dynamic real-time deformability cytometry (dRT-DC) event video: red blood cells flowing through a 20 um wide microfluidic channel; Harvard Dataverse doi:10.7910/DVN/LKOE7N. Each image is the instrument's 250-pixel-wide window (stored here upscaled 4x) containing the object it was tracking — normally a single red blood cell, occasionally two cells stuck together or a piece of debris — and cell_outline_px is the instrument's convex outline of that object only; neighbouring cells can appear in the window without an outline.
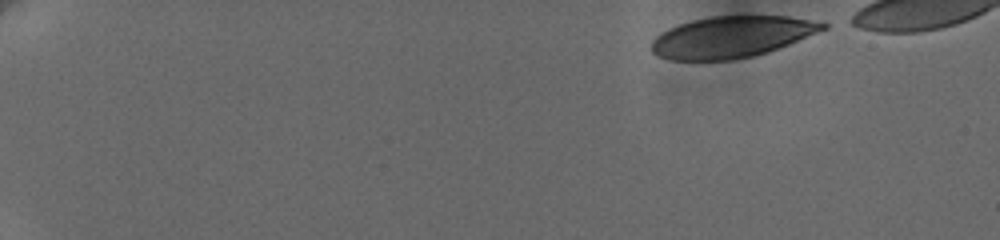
{"species": "human", "species_latin": "Homo sapiens", "temperature_condition": "cold", "stored_images_in_passage": 10, "camera_frame_rate_fps": 3000, "um_per_image_px": 0.085, "donor": {"sex": "female"}, "frame": {"image": 1, "passage_image": 1, "time_ms": 0.0, "image_size_px": [1000, 240], "cell_outline_px": [[828, 28], [768, 52], [752, 56], [732, 60], [668, 60], [652, 52], [652, 40], [660, 32], [668, 28], [692, 20], [712, 16], [788, 16], [828, 24]], "centroid_in_image_um": [62.15, 3.14], "position_along_channel_um": 22.8, "area_um2": 41.04}}
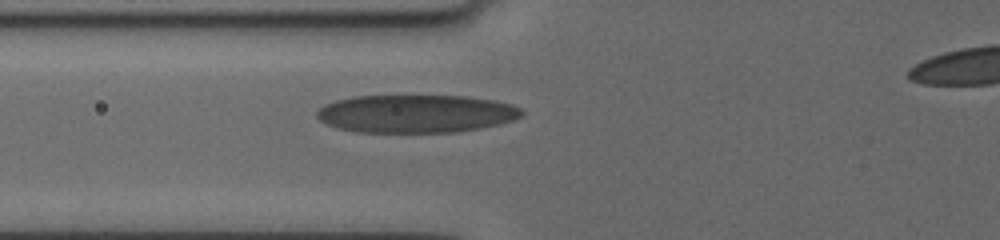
{"frame": {"image": 2, "passage_image": 7, "time_ms": 6.0, "image_size_px": [1000, 240], "cell_outline_px": [[524, 112], [520, 116], [512, 120], [480, 128], [460, 132], [356, 132], [340, 128], [328, 124], [320, 120], [316, 116], [316, 112], [324, 104], [336, 100], [352, 96], [468, 96], [496, 100], [512, 104], [520, 108]], "centroid_in_image_um": [35.36, 9.66], "position_along_channel_um": 90.4, "area_um2": 45.37}}
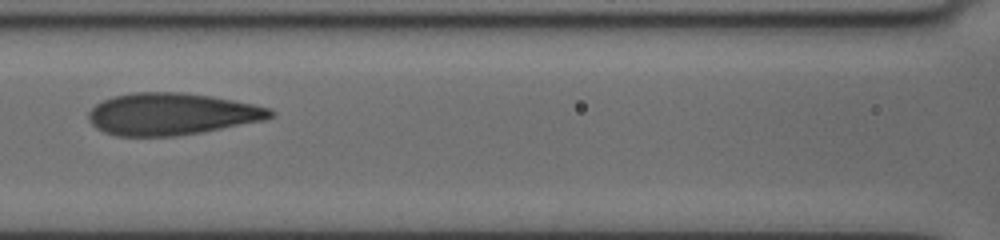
{"frame": {"image": 3, "passage_image": 9, "time_ms": 7.667, "image_size_px": [1000, 240], "cell_outline_px": [[276, 112], [272, 116], [264, 120], [200, 132], [176, 136], [116, 136], [104, 132], [96, 128], [88, 120], [88, 112], [96, 104], [112, 96], [132, 92], [184, 92], [212, 96], [272, 108]], "centroid_in_image_um": [14.56, 9.68], "position_along_channel_um": 152.0, "area_um2": 44.51}}